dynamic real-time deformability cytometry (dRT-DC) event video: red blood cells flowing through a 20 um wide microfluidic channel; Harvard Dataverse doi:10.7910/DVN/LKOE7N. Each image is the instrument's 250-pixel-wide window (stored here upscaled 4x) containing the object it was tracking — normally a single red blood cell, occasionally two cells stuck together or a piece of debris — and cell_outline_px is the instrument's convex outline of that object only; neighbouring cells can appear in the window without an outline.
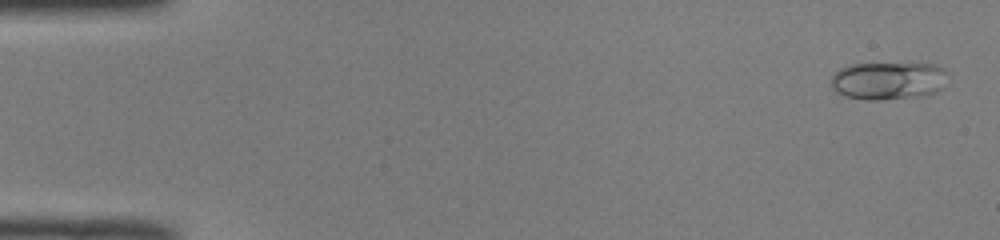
{"species": "common noctule bat (a hibernating species)", "species_latin": "Nyctalus noctula", "temperature_condition": "room temperature", "stored_images_in_passage": 50, "camera_frame_rate_fps": 3000, "um_per_image_px": 0.085, "animal": {"sex": "male", "body_mass_g": 19.0, "forearm_length_mm": 50.8}, "frame": {"image": 1, "passage_image": 2, "time_ms": 0.333, "image_size_px": [1000, 240], "cell_outline_px": [[948, 72], [940, 88], [936, 92], [924, 96], [880, 100], [868, 100], [844, 96], [836, 92], [832, 88], [832, 76], [840, 68], [852, 64], [936, 64], [944, 68]], "centroid_in_image_um": [75.5, 6.87], "position_along_channel_um": 9.5, "area_um2": 25.66}}
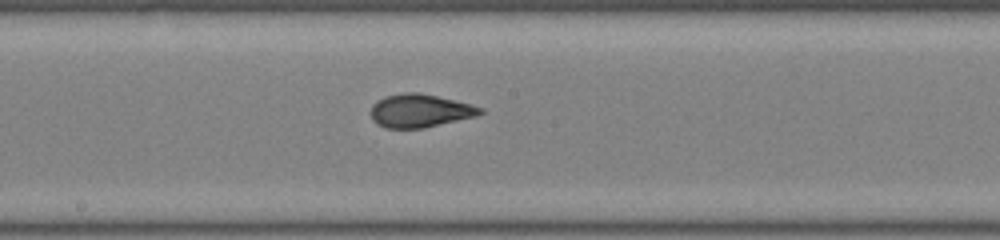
{"frame": {"image": 2, "passage_image": 27, "time_ms": 8.667, "image_size_px": [1000, 240], "cell_outline_px": [[484, 112], [476, 116], [424, 128], [384, 128], [376, 124], [372, 120], [372, 104], [376, 100], [384, 96], [404, 92], [420, 92], [484, 108]], "centroid_in_image_um": [35.65, 9.41], "position_along_channel_um": 212.5, "area_um2": 21.15}}
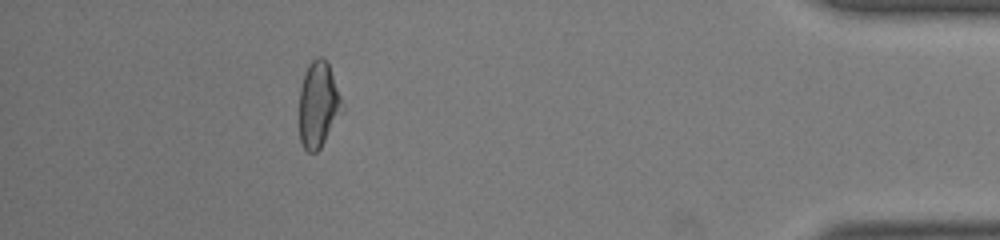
{"frame": {"image": 3, "passage_image": 45, "time_ms": 14.667, "image_size_px": [1000, 240], "cell_outline_px": [[344, 108], [320, 148], [316, 152], [308, 152], [304, 148], [300, 140], [300, 88], [304, 72], [308, 64], [316, 56], [320, 56], [328, 64], [340, 96]], "centroid_in_image_um": [27.04, 8.88], "position_along_channel_um": 408.2, "area_um2": 21.1}, "authors_computed_cell_mechanics": {"area_um2": 21.5305, "velocity_mm_per_s": 4.1015, "shape_relaxation_time_tau1_ms": 6.3595, "shape_relaxation_time_tau2_ms": 1.1592, "deformation_change_tau1": 0.2053, "deformation_change_tau2": 0.0615}}